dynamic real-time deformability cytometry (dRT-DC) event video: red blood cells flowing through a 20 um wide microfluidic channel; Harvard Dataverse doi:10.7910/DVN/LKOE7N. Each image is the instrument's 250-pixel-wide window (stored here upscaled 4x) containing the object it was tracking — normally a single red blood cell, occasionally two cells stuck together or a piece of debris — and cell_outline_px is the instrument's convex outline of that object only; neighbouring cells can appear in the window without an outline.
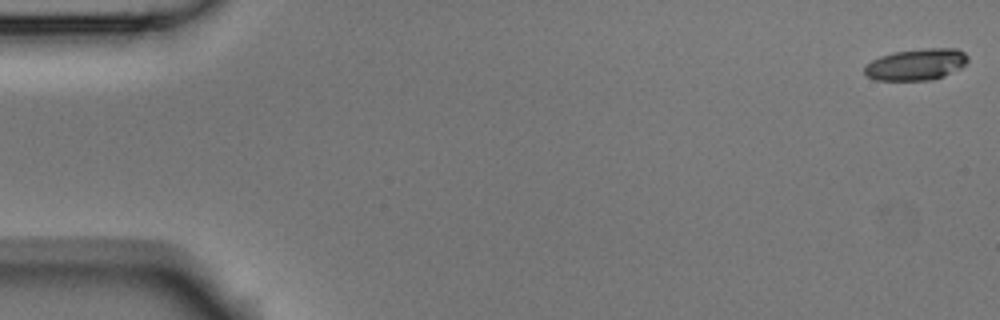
{"species": "Egyptian fruit bat (a non-hibernating species)", "species_latin": "Rousettus aegyptiacus", "temperature_condition": "room temperature", "stored_images_in_passage": 6, "segment_of_instrument_passage": [1, 2], "camera_frame_rate_fps": 3000, "um_per_image_px": 0.085, "animal": {"sex": "male"}, "frame": {"image": 1, "passage_image": 1, "time_ms": 0.0, "image_size_px": [1000, 320], "cell_outline_px": [[968, 60], [960, 68], [944, 76], [928, 80], [876, 80], [868, 76], [864, 72], [864, 68], [872, 60], [880, 56], [892, 52], [924, 48], [956, 48], [964, 52], [968, 56]], "centroid_in_image_um": [77.89, 5.47], "position_along_channel_um": 7.1, "area_um2": 18.9}}
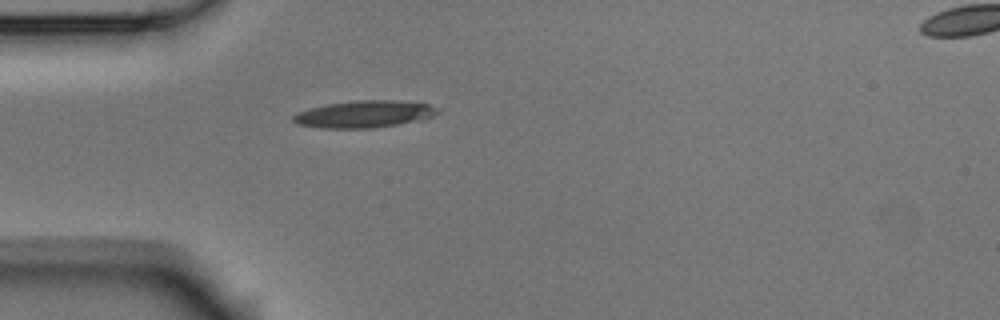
{"frame": {"image": 2, "passage_image": 5, "time_ms": 1.333, "image_size_px": [1000, 320], "cell_outline_px": [[440, 112], [432, 116], [420, 120], [372, 128], [320, 128], [300, 124], [292, 120], [292, 116], [296, 112], [328, 104], [360, 100], [392, 100], [428, 104], [440, 108]], "centroid_in_image_um": [30.98, 9.7], "position_along_channel_um": 54.0, "area_um2": 22.48}}